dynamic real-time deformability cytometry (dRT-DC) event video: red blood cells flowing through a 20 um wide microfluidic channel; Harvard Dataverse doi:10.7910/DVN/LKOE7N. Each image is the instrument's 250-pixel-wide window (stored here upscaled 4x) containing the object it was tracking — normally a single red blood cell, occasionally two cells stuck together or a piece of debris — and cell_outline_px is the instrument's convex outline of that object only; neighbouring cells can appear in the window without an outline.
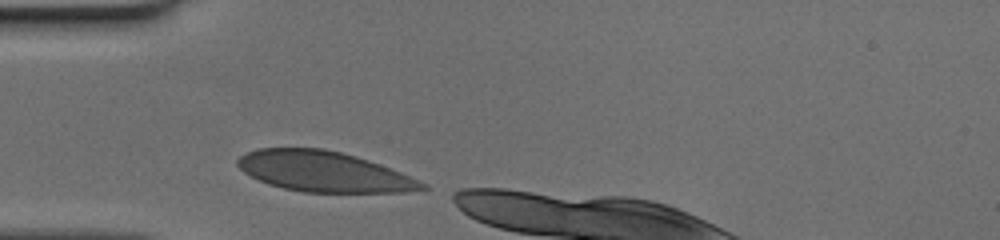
{"species": "human", "species_latin": "Homo sapiens", "temperature_condition": "cold", "stored_images_in_passage": 8, "camera_frame_rate_fps": 3000, "um_per_image_px": 0.085, "donor": {"sex": "female"}, "frame": {"image": 1, "passage_image": 1, "time_ms": 0.0, "image_size_px": [1000, 240], "cell_outline_px": [[428, 188], [404, 192], [304, 192], [284, 188], [268, 184], [244, 172], [236, 164], [236, 160], [244, 152], [256, 148], [324, 148], [356, 156], [368, 160], [400, 172], [428, 184]], "centroid_in_image_um": [27.49, 14.57], "position_along_channel_um": 57.5, "area_um2": 43.23}}
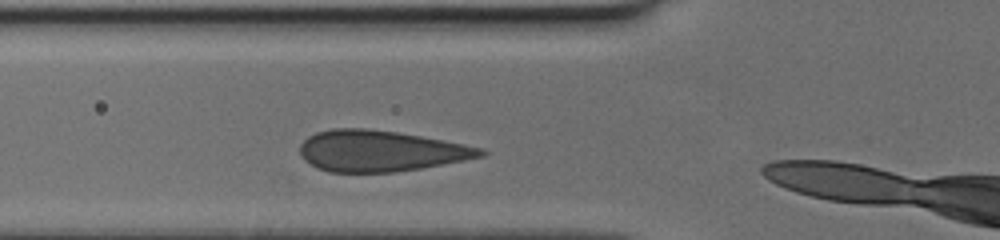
{"frame": {"image": 2, "passage_image": 4, "time_ms": 1.0, "image_size_px": [1000, 240], "cell_outline_px": [[488, 152], [484, 156], [464, 160], [420, 168], [392, 172], [328, 172], [316, 168], [304, 160], [300, 156], [300, 144], [308, 136], [316, 132], [332, 128], [364, 128], [396, 132], [420, 136], [464, 144], [480, 148]], "centroid_in_image_um": [32.28, 12.83], "position_along_channel_um": 93.5, "area_um2": 43.06}}
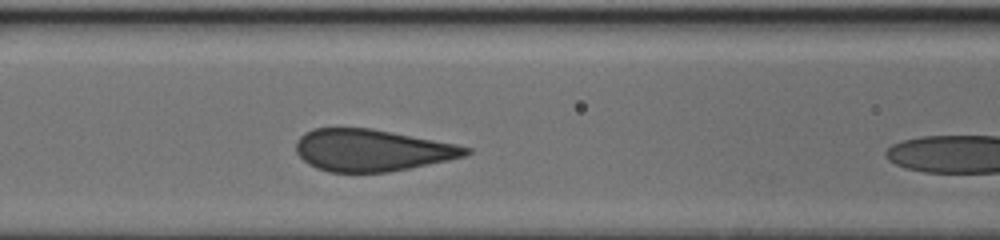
{"frame": {"image": 3, "passage_image": 7, "time_ms": 2.0, "image_size_px": [1000, 240], "cell_outline_px": [[472, 152], [464, 156], [448, 160], [388, 172], [328, 172], [316, 168], [308, 164], [296, 152], [296, 140], [304, 132], [312, 128], [372, 128], [456, 144], [472, 148]], "centroid_in_image_um": [31.58, 12.76], "position_along_channel_um": 135.0, "area_um2": 41.44}}